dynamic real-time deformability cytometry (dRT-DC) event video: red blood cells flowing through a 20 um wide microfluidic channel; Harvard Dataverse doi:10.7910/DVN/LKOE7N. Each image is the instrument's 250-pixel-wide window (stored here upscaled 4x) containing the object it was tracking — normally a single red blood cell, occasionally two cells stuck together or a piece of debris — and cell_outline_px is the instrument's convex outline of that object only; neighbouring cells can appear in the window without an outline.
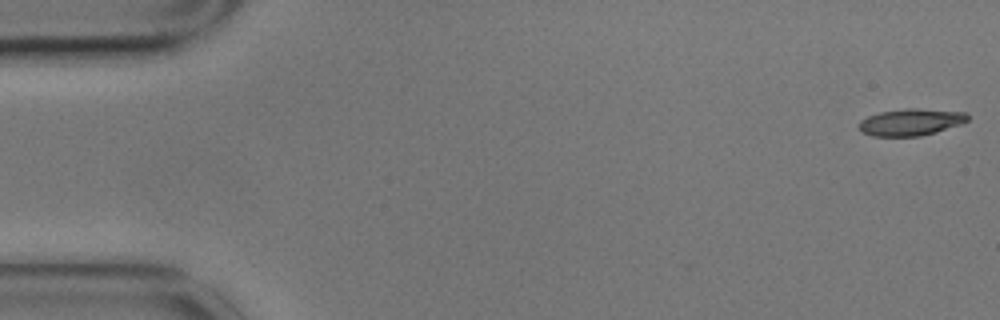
{"species": "common noctule bat (a hibernating species)", "species_latin": "Nyctalus noctula", "temperature_condition": "cold", "stored_images_in_passage": 5, "camera_frame_rate_fps": 3000, "um_per_image_px": 0.085, "animal": {"sex": "male", "body_mass_g": 17.9}, "frame": {"image": 1, "passage_image": 1, "time_ms": 0.0, "image_size_px": [1000, 320], "cell_outline_px": [[968, 120], [960, 124], [936, 132], [920, 136], [872, 136], [860, 132], [856, 124], [860, 120], [868, 116], [880, 112], [904, 108], [916, 108], [964, 112], [968, 116]], "centroid_in_image_um": [77.35, 10.38], "position_along_channel_um": 7.7, "area_um2": 17.11}}
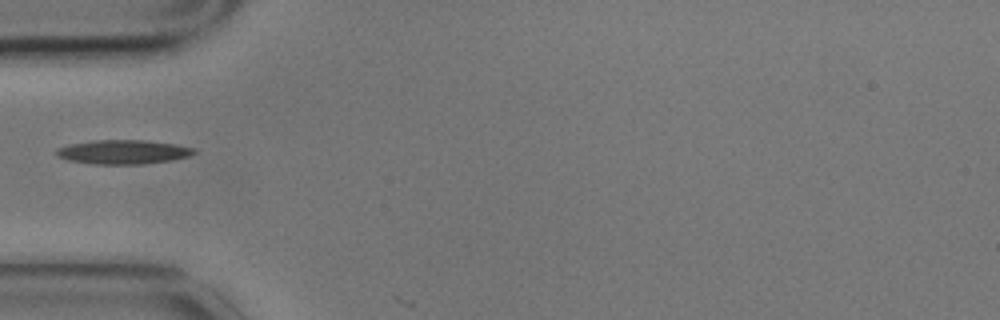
{"frame": {"image": 2, "passage_image": 5, "time_ms": 1.333, "image_size_px": [1000, 320], "cell_outline_px": [[196, 152], [188, 156], [172, 160], [144, 164], [92, 164], [68, 160], [56, 156], [56, 148], [68, 144], [96, 140], [144, 140], [176, 144], [196, 148]], "centroid_in_image_um": [10.46, 12.91], "position_along_channel_um": 74.5, "area_um2": 19.48}}